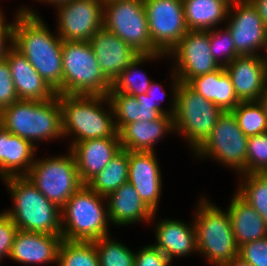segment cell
I'll use <instances>...</instances> for the list:
<instances>
[{"label":"cell","instance_id":"d590c367","mask_svg":"<svg viewBox=\"0 0 267 266\" xmlns=\"http://www.w3.org/2000/svg\"><path fill=\"white\" fill-rule=\"evenodd\" d=\"M209 42L210 52L221 67H226L239 55L226 27L224 30L221 28L209 30Z\"/></svg>","mask_w":267,"mask_h":266},{"label":"cell","instance_id":"ab89813d","mask_svg":"<svg viewBox=\"0 0 267 266\" xmlns=\"http://www.w3.org/2000/svg\"><path fill=\"white\" fill-rule=\"evenodd\" d=\"M18 100L9 64L3 58L0 60V111Z\"/></svg>","mask_w":267,"mask_h":266},{"label":"cell","instance_id":"9a60e30c","mask_svg":"<svg viewBox=\"0 0 267 266\" xmlns=\"http://www.w3.org/2000/svg\"><path fill=\"white\" fill-rule=\"evenodd\" d=\"M226 22L239 55L267 52V27L249 0L230 5Z\"/></svg>","mask_w":267,"mask_h":266},{"label":"cell","instance_id":"c3c4849f","mask_svg":"<svg viewBox=\"0 0 267 266\" xmlns=\"http://www.w3.org/2000/svg\"><path fill=\"white\" fill-rule=\"evenodd\" d=\"M228 5L237 4L239 2H243L245 0H224Z\"/></svg>","mask_w":267,"mask_h":266},{"label":"cell","instance_id":"8992f818","mask_svg":"<svg viewBox=\"0 0 267 266\" xmlns=\"http://www.w3.org/2000/svg\"><path fill=\"white\" fill-rule=\"evenodd\" d=\"M206 198L201 196L194 213L197 249L198 253L208 259L210 265L223 266L238 255L239 247L234 238L228 210L223 211Z\"/></svg>","mask_w":267,"mask_h":266},{"label":"cell","instance_id":"7c38bea8","mask_svg":"<svg viewBox=\"0 0 267 266\" xmlns=\"http://www.w3.org/2000/svg\"><path fill=\"white\" fill-rule=\"evenodd\" d=\"M154 48L168 55L187 33L182 0H143Z\"/></svg>","mask_w":267,"mask_h":266},{"label":"cell","instance_id":"ac0fdd59","mask_svg":"<svg viewBox=\"0 0 267 266\" xmlns=\"http://www.w3.org/2000/svg\"><path fill=\"white\" fill-rule=\"evenodd\" d=\"M90 43L97 63L111 83L140 55L104 26L93 35Z\"/></svg>","mask_w":267,"mask_h":266},{"label":"cell","instance_id":"d6986e66","mask_svg":"<svg viewBox=\"0 0 267 266\" xmlns=\"http://www.w3.org/2000/svg\"><path fill=\"white\" fill-rule=\"evenodd\" d=\"M61 234H45L18 230L9 258L17 263L57 264Z\"/></svg>","mask_w":267,"mask_h":266},{"label":"cell","instance_id":"4fadbf2b","mask_svg":"<svg viewBox=\"0 0 267 266\" xmlns=\"http://www.w3.org/2000/svg\"><path fill=\"white\" fill-rule=\"evenodd\" d=\"M56 8V30L63 41H90L103 27L104 0H69Z\"/></svg>","mask_w":267,"mask_h":266},{"label":"cell","instance_id":"1f68e13d","mask_svg":"<svg viewBox=\"0 0 267 266\" xmlns=\"http://www.w3.org/2000/svg\"><path fill=\"white\" fill-rule=\"evenodd\" d=\"M241 175V182L239 181L236 193L261 215L267 226V174L246 173Z\"/></svg>","mask_w":267,"mask_h":266},{"label":"cell","instance_id":"7402d4cb","mask_svg":"<svg viewBox=\"0 0 267 266\" xmlns=\"http://www.w3.org/2000/svg\"><path fill=\"white\" fill-rule=\"evenodd\" d=\"M108 216L111 224L125 226L139 221H153V212L140 198L138 192L129 182L122 184L106 197Z\"/></svg>","mask_w":267,"mask_h":266},{"label":"cell","instance_id":"d6a6232c","mask_svg":"<svg viewBox=\"0 0 267 266\" xmlns=\"http://www.w3.org/2000/svg\"><path fill=\"white\" fill-rule=\"evenodd\" d=\"M58 266H99L94 242L62 240L58 251Z\"/></svg>","mask_w":267,"mask_h":266},{"label":"cell","instance_id":"ffe728a7","mask_svg":"<svg viewBox=\"0 0 267 266\" xmlns=\"http://www.w3.org/2000/svg\"><path fill=\"white\" fill-rule=\"evenodd\" d=\"M19 100L45 101L57 93L45 82L27 58L11 45L5 54Z\"/></svg>","mask_w":267,"mask_h":266},{"label":"cell","instance_id":"8fae6325","mask_svg":"<svg viewBox=\"0 0 267 266\" xmlns=\"http://www.w3.org/2000/svg\"><path fill=\"white\" fill-rule=\"evenodd\" d=\"M246 136L238 126L231 111H224L219 117L211 134L195 151L198 158H212L236 173L246 174Z\"/></svg>","mask_w":267,"mask_h":266},{"label":"cell","instance_id":"e575fe53","mask_svg":"<svg viewBox=\"0 0 267 266\" xmlns=\"http://www.w3.org/2000/svg\"><path fill=\"white\" fill-rule=\"evenodd\" d=\"M110 236L93 241L98 253L99 266H134L135 252Z\"/></svg>","mask_w":267,"mask_h":266},{"label":"cell","instance_id":"83f0119b","mask_svg":"<svg viewBox=\"0 0 267 266\" xmlns=\"http://www.w3.org/2000/svg\"><path fill=\"white\" fill-rule=\"evenodd\" d=\"M117 131L125 124L137 121H152L163 116L155 109V103L146 93L132 96L125 93H108Z\"/></svg>","mask_w":267,"mask_h":266},{"label":"cell","instance_id":"484cf974","mask_svg":"<svg viewBox=\"0 0 267 266\" xmlns=\"http://www.w3.org/2000/svg\"><path fill=\"white\" fill-rule=\"evenodd\" d=\"M231 199L226 209L237 246L267 237V226L261 215L237 193Z\"/></svg>","mask_w":267,"mask_h":266},{"label":"cell","instance_id":"7bdbcfd3","mask_svg":"<svg viewBox=\"0 0 267 266\" xmlns=\"http://www.w3.org/2000/svg\"><path fill=\"white\" fill-rule=\"evenodd\" d=\"M6 18L0 8V60L5 58L7 49L12 45L13 23H6Z\"/></svg>","mask_w":267,"mask_h":266},{"label":"cell","instance_id":"f1b7e54d","mask_svg":"<svg viewBox=\"0 0 267 266\" xmlns=\"http://www.w3.org/2000/svg\"><path fill=\"white\" fill-rule=\"evenodd\" d=\"M188 30L208 31L226 22L229 6L224 0H182Z\"/></svg>","mask_w":267,"mask_h":266},{"label":"cell","instance_id":"ba28073f","mask_svg":"<svg viewBox=\"0 0 267 266\" xmlns=\"http://www.w3.org/2000/svg\"><path fill=\"white\" fill-rule=\"evenodd\" d=\"M223 112L187 83H179L176 91V110L173 115L174 130L184 137L193 153L211 134Z\"/></svg>","mask_w":267,"mask_h":266},{"label":"cell","instance_id":"ee69618b","mask_svg":"<svg viewBox=\"0 0 267 266\" xmlns=\"http://www.w3.org/2000/svg\"><path fill=\"white\" fill-rule=\"evenodd\" d=\"M257 9L264 25L267 27V0H249Z\"/></svg>","mask_w":267,"mask_h":266},{"label":"cell","instance_id":"836d02e7","mask_svg":"<svg viewBox=\"0 0 267 266\" xmlns=\"http://www.w3.org/2000/svg\"><path fill=\"white\" fill-rule=\"evenodd\" d=\"M231 112L246 136L267 132V116L258 101L240 102Z\"/></svg>","mask_w":267,"mask_h":266},{"label":"cell","instance_id":"74e56055","mask_svg":"<svg viewBox=\"0 0 267 266\" xmlns=\"http://www.w3.org/2000/svg\"><path fill=\"white\" fill-rule=\"evenodd\" d=\"M172 73L170 76H171V78H172L171 80L173 82V83H171L172 84L171 85L172 86L171 91H172V95H173L171 97L173 100H171V105L168 108L170 111L168 109L165 111V109H163L159 105L160 103H158V102H163L164 98L167 97V94L164 90V86L161 85V83L158 84L152 80L150 83L149 89L146 92V95L149 96V98L155 103V109L158 110L159 112H161L165 116H173L175 114V110H176V91H177L178 85L180 83V80L177 78L173 69H172ZM158 90H161V92L163 91L162 92L163 95H161V94L159 95L160 92Z\"/></svg>","mask_w":267,"mask_h":266},{"label":"cell","instance_id":"b9f144b4","mask_svg":"<svg viewBox=\"0 0 267 266\" xmlns=\"http://www.w3.org/2000/svg\"><path fill=\"white\" fill-rule=\"evenodd\" d=\"M170 259L153 244L146 245L136 252L134 266H170Z\"/></svg>","mask_w":267,"mask_h":266},{"label":"cell","instance_id":"603a6c76","mask_svg":"<svg viewBox=\"0 0 267 266\" xmlns=\"http://www.w3.org/2000/svg\"><path fill=\"white\" fill-rule=\"evenodd\" d=\"M155 225L158 248L172 262L174 257H184L198 252L194 222L187 224L174 219L159 220Z\"/></svg>","mask_w":267,"mask_h":266},{"label":"cell","instance_id":"f546056e","mask_svg":"<svg viewBox=\"0 0 267 266\" xmlns=\"http://www.w3.org/2000/svg\"><path fill=\"white\" fill-rule=\"evenodd\" d=\"M128 150L121 149L86 185L99 195L106 197L128 182Z\"/></svg>","mask_w":267,"mask_h":266},{"label":"cell","instance_id":"3957f363","mask_svg":"<svg viewBox=\"0 0 267 266\" xmlns=\"http://www.w3.org/2000/svg\"><path fill=\"white\" fill-rule=\"evenodd\" d=\"M0 125L13 135L35 143L63 139L58 94L49 100H18L0 111Z\"/></svg>","mask_w":267,"mask_h":266},{"label":"cell","instance_id":"60d3db41","mask_svg":"<svg viewBox=\"0 0 267 266\" xmlns=\"http://www.w3.org/2000/svg\"><path fill=\"white\" fill-rule=\"evenodd\" d=\"M17 225L10 216L5 212L0 213V263L2 258L9 257L11 254L12 244L18 232Z\"/></svg>","mask_w":267,"mask_h":266},{"label":"cell","instance_id":"7dc6e473","mask_svg":"<svg viewBox=\"0 0 267 266\" xmlns=\"http://www.w3.org/2000/svg\"><path fill=\"white\" fill-rule=\"evenodd\" d=\"M37 1H41L42 3H48L49 5L52 4V5H59L61 3H64V2H67L69 0H37Z\"/></svg>","mask_w":267,"mask_h":266},{"label":"cell","instance_id":"6da1fadb","mask_svg":"<svg viewBox=\"0 0 267 266\" xmlns=\"http://www.w3.org/2000/svg\"><path fill=\"white\" fill-rule=\"evenodd\" d=\"M12 26V45L21 52L57 93L62 94L63 40L52 34L38 12L23 7L15 12ZM37 13V14H36Z\"/></svg>","mask_w":267,"mask_h":266},{"label":"cell","instance_id":"7a4b0ae2","mask_svg":"<svg viewBox=\"0 0 267 266\" xmlns=\"http://www.w3.org/2000/svg\"><path fill=\"white\" fill-rule=\"evenodd\" d=\"M63 137L74 136L71 147L87 139L119 138L111 103L106 95L58 94ZM104 105L107 108H103Z\"/></svg>","mask_w":267,"mask_h":266},{"label":"cell","instance_id":"9c48e42d","mask_svg":"<svg viewBox=\"0 0 267 266\" xmlns=\"http://www.w3.org/2000/svg\"><path fill=\"white\" fill-rule=\"evenodd\" d=\"M37 159L25 175L29 181L60 209L84 184L81 182L73 153Z\"/></svg>","mask_w":267,"mask_h":266},{"label":"cell","instance_id":"5bb4252c","mask_svg":"<svg viewBox=\"0 0 267 266\" xmlns=\"http://www.w3.org/2000/svg\"><path fill=\"white\" fill-rule=\"evenodd\" d=\"M167 57H174L173 71L182 83L221 68L210 52L209 30H188Z\"/></svg>","mask_w":267,"mask_h":266},{"label":"cell","instance_id":"4dcf8cb0","mask_svg":"<svg viewBox=\"0 0 267 266\" xmlns=\"http://www.w3.org/2000/svg\"><path fill=\"white\" fill-rule=\"evenodd\" d=\"M163 57L167 58V55L162 53L140 54L114 80L109 93H125L135 97L146 93L152 79H149L145 72H140L139 67L143 62L155 61V59H162Z\"/></svg>","mask_w":267,"mask_h":266},{"label":"cell","instance_id":"f6af8a7d","mask_svg":"<svg viewBox=\"0 0 267 266\" xmlns=\"http://www.w3.org/2000/svg\"><path fill=\"white\" fill-rule=\"evenodd\" d=\"M223 266H252V265L246 262L240 255H236Z\"/></svg>","mask_w":267,"mask_h":266},{"label":"cell","instance_id":"e0dca14e","mask_svg":"<svg viewBox=\"0 0 267 266\" xmlns=\"http://www.w3.org/2000/svg\"><path fill=\"white\" fill-rule=\"evenodd\" d=\"M128 161V182L133 185L142 201L156 212L163 186L155 151H128Z\"/></svg>","mask_w":267,"mask_h":266},{"label":"cell","instance_id":"5b68a950","mask_svg":"<svg viewBox=\"0 0 267 266\" xmlns=\"http://www.w3.org/2000/svg\"><path fill=\"white\" fill-rule=\"evenodd\" d=\"M106 198L83 185L61 208V236L67 241L93 242L110 235ZM105 205V206H104Z\"/></svg>","mask_w":267,"mask_h":266},{"label":"cell","instance_id":"8d00e7d4","mask_svg":"<svg viewBox=\"0 0 267 266\" xmlns=\"http://www.w3.org/2000/svg\"><path fill=\"white\" fill-rule=\"evenodd\" d=\"M246 173H267V132L248 137Z\"/></svg>","mask_w":267,"mask_h":266},{"label":"cell","instance_id":"277c9868","mask_svg":"<svg viewBox=\"0 0 267 266\" xmlns=\"http://www.w3.org/2000/svg\"><path fill=\"white\" fill-rule=\"evenodd\" d=\"M2 180L13 200V208L5 212L19 230L61 234V209L50 202L26 176H11Z\"/></svg>","mask_w":267,"mask_h":266},{"label":"cell","instance_id":"44dd1931","mask_svg":"<svg viewBox=\"0 0 267 266\" xmlns=\"http://www.w3.org/2000/svg\"><path fill=\"white\" fill-rule=\"evenodd\" d=\"M81 182L86 185L122 149L119 138L87 139L69 147Z\"/></svg>","mask_w":267,"mask_h":266},{"label":"cell","instance_id":"4316f807","mask_svg":"<svg viewBox=\"0 0 267 266\" xmlns=\"http://www.w3.org/2000/svg\"><path fill=\"white\" fill-rule=\"evenodd\" d=\"M187 84L223 111H232L240 103L231 78L224 67L211 73L196 76Z\"/></svg>","mask_w":267,"mask_h":266},{"label":"cell","instance_id":"f35d334b","mask_svg":"<svg viewBox=\"0 0 267 266\" xmlns=\"http://www.w3.org/2000/svg\"><path fill=\"white\" fill-rule=\"evenodd\" d=\"M238 255L252 266H267V237L243 244Z\"/></svg>","mask_w":267,"mask_h":266},{"label":"cell","instance_id":"bcb514c9","mask_svg":"<svg viewBox=\"0 0 267 266\" xmlns=\"http://www.w3.org/2000/svg\"><path fill=\"white\" fill-rule=\"evenodd\" d=\"M258 102L262 105V107L264 109V112H265V114L267 116V84H266L265 90L261 94Z\"/></svg>","mask_w":267,"mask_h":266},{"label":"cell","instance_id":"d4e9b609","mask_svg":"<svg viewBox=\"0 0 267 266\" xmlns=\"http://www.w3.org/2000/svg\"><path fill=\"white\" fill-rule=\"evenodd\" d=\"M169 132H175L173 116L163 115L157 120L125 124L118 135L122 149L153 152L154 145Z\"/></svg>","mask_w":267,"mask_h":266},{"label":"cell","instance_id":"2e32d148","mask_svg":"<svg viewBox=\"0 0 267 266\" xmlns=\"http://www.w3.org/2000/svg\"><path fill=\"white\" fill-rule=\"evenodd\" d=\"M240 102L258 101L267 84V57L238 55L224 67Z\"/></svg>","mask_w":267,"mask_h":266},{"label":"cell","instance_id":"cb8c5ba5","mask_svg":"<svg viewBox=\"0 0 267 266\" xmlns=\"http://www.w3.org/2000/svg\"><path fill=\"white\" fill-rule=\"evenodd\" d=\"M36 146L0 125V177L25 176L35 160Z\"/></svg>","mask_w":267,"mask_h":266},{"label":"cell","instance_id":"52a82bcc","mask_svg":"<svg viewBox=\"0 0 267 266\" xmlns=\"http://www.w3.org/2000/svg\"><path fill=\"white\" fill-rule=\"evenodd\" d=\"M62 94L108 95L112 83L104 76L90 41H63Z\"/></svg>","mask_w":267,"mask_h":266},{"label":"cell","instance_id":"30bf717a","mask_svg":"<svg viewBox=\"0 0 267 266\" xmlns=\"http://www.w3.org/2000/svg\"><path fill=\"white\" fill-rule=\"evenodd\" d=\"M103 26L139 54L159 53L152 45L143 0H104Z\"/></svg>","mask_w":267,"mask_h":266}]
</instances>
